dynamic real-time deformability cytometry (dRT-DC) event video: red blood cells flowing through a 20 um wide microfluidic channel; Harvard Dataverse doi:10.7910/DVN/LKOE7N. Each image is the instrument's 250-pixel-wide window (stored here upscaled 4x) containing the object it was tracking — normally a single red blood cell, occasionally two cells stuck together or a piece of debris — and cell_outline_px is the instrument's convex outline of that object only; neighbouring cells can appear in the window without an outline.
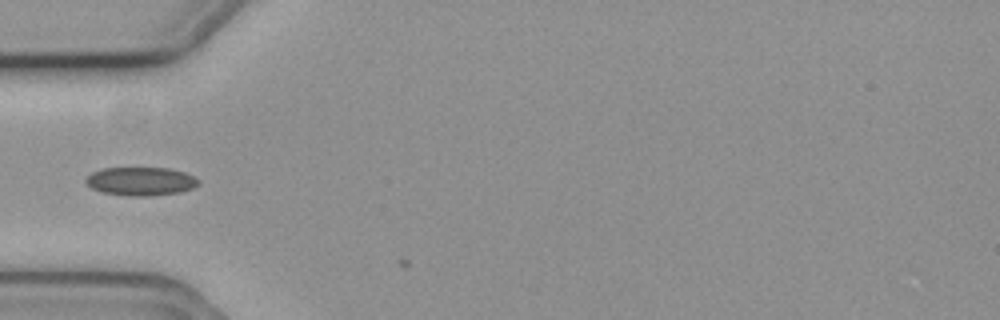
{"species": "common noctule bat (a hibernating species)", "species_latin": "Nyctalus noctula", "temperature_condition": "cold", "stored_images_in_passage": 2, "camera_frame_rate_fps": 3000, "um_per_image_px": 0.085, "animal": {"sex": "female", "body_mass_g": 19.3, "forearm_length_mm": 54.1}, "frame": {"image": 1, "passage_image": 1, "time_ms": 0.0, "image_size_px": [1000, 320], "cell_outline_px": [[200, 184], [192, 188], [180, 192], [148, 196], [128, 196], [104, 192], [92, 188], [84, 180], [92, 172], [104, 168], [168, 168], [184, 172], [200, 180]], "centroid_in_image_um": [11.99, 15.41], "position_along_channel_um": 73.0, "area_um2": 18.55}}